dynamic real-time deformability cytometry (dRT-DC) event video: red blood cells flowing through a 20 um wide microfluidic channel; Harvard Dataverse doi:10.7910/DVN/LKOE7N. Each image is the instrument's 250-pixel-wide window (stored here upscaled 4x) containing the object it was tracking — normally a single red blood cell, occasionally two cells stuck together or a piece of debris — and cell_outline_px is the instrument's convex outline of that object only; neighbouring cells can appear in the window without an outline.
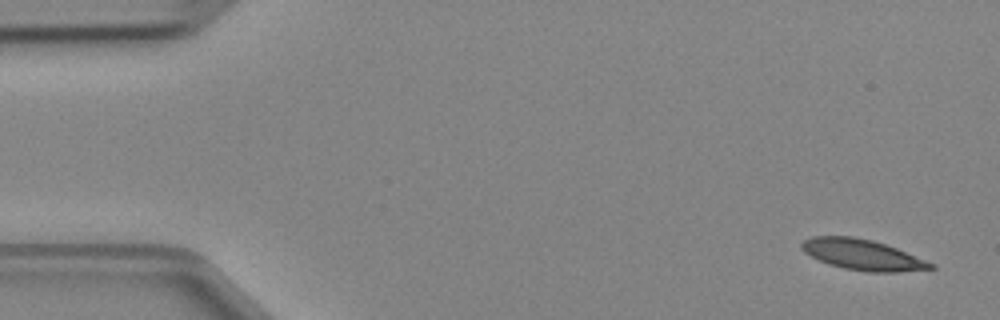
{"species": "Egyptian fruit bat (a non-hibernating species)", "species_latin": "Rousettus aegyptiacus", "temperature_condition": "cold", "stored_images_in_passage": 5, "camera_frame_rate_fps": 3000, "um_per_image_px": 0.085, "animal": {"sex": "female"}, "frame": {"image": 1, "passage_image": 1, "time_ms": 0.0, "image_size_px": [1000, 320], "cell_outline_px": [[936, 268], [900, 272], [868, 272], [844, 268], [828, 264], [804, 252], [800, 248], [800, 244], [804, 240], [812, 236], [852, 236], [872, 240], [896, 248], [936, 264]], "centroid_in_image_um": [73.31, 21.65], "position_along_channel_um": 11.7, "area_um2": 23.0}}
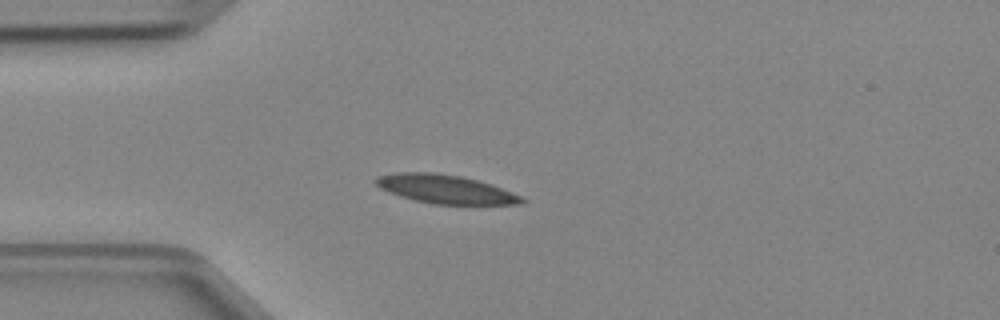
{"frame": {"image": 2, "passage_image": 3, "time_ms": 0.667, "image_size_px": [1000, 320], "cell_outline_px": [[528, 200], [524, 204], [432, 204], [400, 196], [388, 192], [380, 188], [372, 180], [376, 176], [396, 172], [432, 172], [460, 176], [492, 184], [524, 196]], "centroid_in_image_um": [37.88, 16.07], "position_along_channel_um": 47.1, "area_um2": 24.62}}